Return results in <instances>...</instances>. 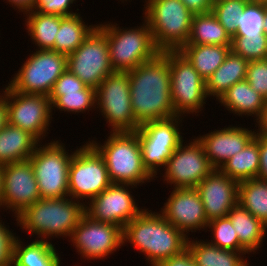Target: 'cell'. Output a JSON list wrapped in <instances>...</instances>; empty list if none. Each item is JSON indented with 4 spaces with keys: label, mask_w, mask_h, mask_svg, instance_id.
<instances>
[{
    "label": "cell",
    "mask_w": 267,
    "mask_h": 266,
    "mask_svg": "<svg viewBox=\"0 0 267 266\" xmlns=\"http://www.w3.org/2000/svg\"><path fill=\"white\" fill-rule=\"evenodd\" d=\"M131 106L140 123L176 116L171 98L169 51L128 71Z\"/></svg>",
    "instance_id": "cell-1"
},
{
    "label": "cell",
    "mask_w": 267,
    "mask_h": 266,
    "mask_svg": "<svg viewBox=\"0 0 267 266\" xmlns=\"http://www.w3.org/2000/svg\"><path fill=\"white\" fill-rule=\"evenodd\" d=\"M187 240V235L170 224L161 213L146 208L123 228V244L129 242L144 253L151 266L180 254L186 249Z\"/></svg>",
    "instance_id": "cell-2"
},
{
    "label": "cell",
    "mask_w": 267,
    "mask_h": 266,
    "mask_svg": "<svg viewBox=\"0 0 267 266\" xmlns=\"http://www.w3.org/2000/svg\"><path fill=\"white\" fill-rule=\"evenodd\" d=\"M84 214L85 204L71 197L40 198L17 215L16 221L22 230L47 241L49 237L70 238Z\"/></svg>",
    "instance_id": "cell-3"
},
{
    "label": "cell",
    "mask_w": 267,
    "mask_h": 266,
    "mask_svg": "<svg viewBox=\"0 0 267 266\" xmlns=\"http://www.w3.org/2000/svg\"><path fill=\"white\" fill-rule=\"evenodd\" d=\"M92 141V142H91ZM89 143L103 157L112 184L135 186L153 181L142 163L141 147L136 131L110 132L102 145L91 140Z\"/></svg>",
    "instance_id": "cell-4"
},
{
    "label": "cell",
    "mask_w": 267,
    "mask_h": 266,
    "mask_svg": "<svg viewBox=\"0 0 267 266\" xmlns=\"http://www.w3.org/2000/svg\"><path fill=\"white\" fill-rule=\"evenodd\" d=\"M144 19L160 52L179 51L191 31L192 14L181 0H145Z\"/></svg>",
    "instance_id": "cell-5"
},
{
    "label": "cell",
    "mask_w": 267,
    "mask_h": 266,
    "mask_svg": "<svg viewBox=\"0 0 267 266\" xmlns=\"http://www.w3.org/2000/svg\"><path fill=\"white\" fill-rule=\"evenodd\" d=\"M116 25L118 26L109 22L97 25L107 38L110 63L114 71H131L160 52L155 46L152 32L145 19L137 28L121 29Z\"/></svg>",
    "instance_id": "cell-6"
},
{
    "label": "cell",
    "mask_w": 267,
    "mask_h": 266,
    "mask_svg": "<svg viewBox=\"0 0 267 266\" xmlns=\"http://www.w3.org/2000/svg\"><path fill=\"white\" fill-rule=\"evenodd\" d=\"M182 120L181 116H174L147 121L140 124L136 130L143 166L153 178L156 177L159 168L167 167L172 153L185 141L179 129Z\"/></svg>",
    "instance_id": "cell-7"
},
{
    "label": "cell",
    "mask_w": 267,
    "mask_h": 266,
    "mask_svg": "<svg viewBox=\"0 0 267 266\" xmlns=\"http://www.w3.org/2000/svg\"><path fill=\"white\" fill-rule=\"evenodd\" d=\"M112 182L103 157L89 143L74 151L68 175V195L77 201L91 200L107 189Z\"/></svg>",
    "instance_id": "cell-8"
},
{
    "label": "cell",
    "mask_w": 267,
    "mask_h": 266,
    "mask_svg": "<svg viewBox=\"0 0 267 266\" xmlns=\"http://www.w3.org/2000/svg\"><path fill=\"white\" fill-rule=\"evenodd\" d=\"M41 146L29 158L41 198L69 197L68 175L74 151L66 152L64 143L58 140Z\"/></svg>",
    "instance_id": "cell-9"
},
{
    "label": "cell",
    "mask_w": 267,
    "mask_h": 266,
    "mask_svg": "<svg viewBox=\"0 0 267 266\" xmlns=\"http://www.w3.org/2000/svg\"><path fill=\"white\" fill-rule=\"evenodd\" d=\"M96 106L111 132L136 131L140 126L131 106L127 72L114 71L101 81L96 88Z\"/></svg>",
    "instance_id": "cell-10"
},
{
    "label": "cell",
    "mask_w": 267,
    "mask_h": 266,
    "mask_svg": "<svg viewBox=\"0 0 267 266\" xmlns=\"http://www.w3.org/2000/svg\"><path fill=\"white\" fill-rule=\"evenodd\" d=\"M67 69V55L54 50L31 54L8 83L16 92L49 96L54 83Z\"/></svg>",
    "instance_id": "cell-11"
},
{
    "label": "cell",
    "mask_w": 267,
    "mask_h": 266,
    "mask_svg": "<svg viewBox=\"0 0 267 266\" xmlns=\"http://www.w3.org/2000/svg\"><path fill=\"white\" fill-rule=\"evenodd\" d=\"M171 98L176 116L203 110L208 97L205 80L180 51H169ZM195 112V113H194Z\"/></svg>",
    "instance_id": "cell-12"
},
{
    "label": "cell",
    "mask_w": 267,
    "mask_h": 266,
    "mask_svg": "<svg viewBox=\"0 0 267 266\" xmlns=\"http://www.w3.org/2000/svg\"><path fill=\"white\" fill-rule=\"evenodd\" d=\"M5 90V91H4ZM8 124L34 135L40 142L46 138L52 120V105L47 95L24 94L3 89Z\"/></svg>",
    "instance_id": "cell-13"
},
{
    "label": "cell",
    "mask_w": 267,
    "mask_h": 266,
    "mask_svg": "<svg viewBox=\"0 0 267 266\" xmlns=\"http://www.w3.org/2000/svg\"><path fill=\"white\" fill-rule=\"evenodd\" d=\"M67 69L94 89L114 72L107 38L97 27L73 53L67 55Z\"/></svg>",
    "instance_id": "cell-14"
},
{
    "label": "cell",
    "mask_w": 267,
    "mask_h": 266,
    "mask_svg": "<svg viewBox=\"0 0 267 266\" xmlns=\"http://www.w3.org/2000/svg\"><path fill=\"white\" fill-rule=\"evenodd\" d=\"M78 254L87 260L105 259L123 245V229L84 214L70 237Z\"/></svg>",
    "instance_id": "cell-15"
},
{
    "label": "cell",
    "mask_w": 267,
    "mask_h": 266,
    "mask_svg": "<svg viewBox=\"0 0 267 266\" xmlns=\"http://www.w3.org/2000/svg\"><path fill=\"white\" fill-rule=\"evenodd\" d=\"M183 145L182 142L168 159L162 177L174 188H195L214 168L197 137Z\"/></svg>",
    "instance_id": "cell-16"
},
{
    "label": "cell",
    "mask_w": 267,
    "mask_h": 266,
    "mask_svg": "<svg viewBox=\"0 0 267 266\" xmlns=\"http://www.w3.org/2000/svg\"><path fill=\"white\" fill-rule=\"evenodd\" d=\"M130 186L137 187L132 184H111L95 198L87 200L85 214L95 221L112 223L123 229L144 210L135 202L129 191Z\"/></svg>",
    "instance_id": "cell-17"
},
{
    "label": "cell",
    "mask_w": 267,
    "mask_h": 266,
    "mask_svg": "<svg viewBox=\"0 0 267 266\" xmlns=\"http://www.w3.org/2000/svg\"><path fill=\"white\" fill-rule=\"evenodd\" d=\"M2 209L16 217L41 196L30 160L3 165Z\"/></svg>",
    "instance_id": "cell-18"
},
{
    "label": "cell",
    "mask_w": 267,
    "mask_h": 266,
    "mask_svg": "<svg viewBox=\"0 0 267 266\" xmlns=\"http://www.w3.org/2000/svg\"><path fill=\"white\" fill-rule=\"evenodd\" d=\"M160 213L185 235L207 229L208 220L196 188H173Z\"/></svg>",
    "instance_id": "cell-19"
},
{
    "label": "cell",
    "mask_w": 267,
    "mask_h": 266,
    "mask_svg": "<svg viewBox=\"0 0 267 266\" xmlns=\"http://www.w3.org/2000/svg\"><path fill=\"white\" fill-rule=\"evenodd\" d=\"M239 182L213 169L195 188L204 206L208 221L226 217L238 204Z\"/></svg>",
    "instance_id": "cell-20"
},
{
    "label": "cell",
    "mask_w": 267,
    "mask_h": 266,
    "mask_svg": "<svg viewBox=\"0 0 267 266\" xmlns=\"http://www.w3.org/2000/svg\"><path fill=\"white\" fill-rule=\"evenodd\" d=\"M48 97L53 110L55 107L72 114L96 110V89L86 86L68 69L56 80Z\"/></svg>",
    "instance_id": "cell-21"
},
{
    "label": "cell",
    "mask_w": 267,
    "mask_h": 266,
    "mask_svg": "<svg viewBox=\"0 0 267 266\" xmlns=\"http://www.w3.org/2000/svg\"><path fill=\"white\" fill-rule=\"evenodd\" d=\"M255 130L242 126H229L197 137L203 144L206 156L214 169L222 165L254 138Z\"/></svg>",
    "instance_id": "cell-22"
},
{
    "label": "cell",
    "mask_w": 267,
    "mask_h": 266,
    "mask_svg": "<svg viewBox=\"0 0 267 266\" xmlns=\"http://www.w3.org/2000/svg\"><path fill=\"white\" fill-rule=\"evenodd\" d=\"M39 144L30 132L7 123L0 130V165L29 160Z\"/></svg>",
    "instance_id": "cell-23"
},
{
    "label": "cell",
    "mask_w": 267,
    "mask_h": 266,
    "mask_svg": "<svg viewBox=\"0 0 267 266\" xmlns=\"http://www.w3.org/2000/svg\"><path fill=\"white\" fill-rule=\"evenodd\" d=\"M217 101L230 113L254 116L255 120L266 105L265 98L253 90L246 79L232 85Z\"/></svg>",
    "instance_id": "cell-24"
},
{
    "label": "cell",
    "mask_w": 267,
    "mask_h": 266,
    "mask_svg": "<svg viewBox=\"0 0 267 266\" xmlns=\"http://www.w3.org/2000/svg\"><path fill=\"white\" fill-rule=\"evenodd\" d=\"M249 62L232 50L227 54L224 62L206 79L208 97L218 100L232 85L246 79Z\"/></svg>",
    "instance_id": "cell-25"
},
{
    "label": "cell",
    "mask_w": 267,
    "mask_h": 266,
    "mask_svg": "<svg viewBox=\"0 0 267 266\" xmlns=\"http://www.w3.org/2000/svg\"><path fill=\"white\" fill-rule=\"evenodd\" d=\"M186 248L197 266H250L243 258L247 251L226 250L208 241H194L191 238H188Z\"/></svg>",
    "instance_id": "cell-26"
},
{
    "label": "cell",
    "mask_w": 267,
    "mask_h": 266,
    "mask_svg": "<svg viewBox=\"0 0 267 266\" xmlns=\"http://www.w3.org/2000/svg\"><path fill=\"white\" fill-rule=\"evenodd\" d=\"M227 216L238 235L240 245L248 255L252 252L256 253V250L261 248L267 226L239 204L234 206Z\"/></svg>",
    "instance_id": "cell-27"
},
{
    "label": "cell",
    "mask_w": 267,
    "mask_h": 266,
    "mask_svg": "<svg viewBox=\"0 0 267 266\" xmlns=\"http://www.w3.org/2000/svg\"><path fill=\"white\" fill-rule=\"evenodd\" d=\"M50 241L35 238L28 245L16 237L13 245V263L15 266H60L61 258Z\"/></svg>",
    "instance_id": "cell-28"
},
{
    "label": "cell",
    "mask_w": 267,
    "mask_h": 266,
    "mask_svg": "<svg viewBox=\"0 0 267 266\" xmlns=\"http://www.w3.org/2000/svg\"><path fill=\"white\" fill-rule=\"evenodd\" d=\"M231 46L186 44L179 51L206 81L224 62Z\"/></svg>",
    "instance_id": "cell-29"
},
{
    "label": "cell",
    "mask_w": 267,
    "mask_h": 266,
    "mask_svg": "<svg viewBox=\"0 0 267 266\" xmlns=\"http://www.w3.org/2000/svg\"><path fill=\"white\" fill-rule=\"evenodd\" d=\"M96 27L86 25L79 13L60 15V27L51 50L65 55L73 53Z\"/></svg>",
    "instance_id": "cell-30"
},
{
    "label": "cell",
    "mask_w": 267,
    "mask_h": 266,
    "mask_svg": "<svg viewBox=\"0 0 267 266\" xmlns=\"http://www.w3.org/2000/svg\"><path fill=\"white\" fill-rule=\"evenodd\" d=\"M259 166V135L255 133L244 149L230 157L220 170L229 178L241 182L257 178Z\"/></svg>",
    "instance_id": "cell-31"
},
{
    "label": "cell",
    "mask_w": 267,
    "mask_h": 266,
    "mask_svg": "<svg viewBox=\"0 0 267 266\" xmlns=\"http://www.w3.org/2000/svg\"><path fill=\"white\" fill-rule=\"evenodd\" d=\"M186 44L231 46L232 38L212 12L194 14Z\"/></svg>",
    "instance_id": "cell-32"
},
{
    "label": "cell",
    "mask_w": 267,
    "mask_h": 266,
    "mask_svg": "<svg viewBox=\"0 0 267 266\" xmlns=\"http://www.w3.org/2000/svg\"><path fill=\"white\" fill-rule=\"evenodd\" d=\"M25 14L26 30L33 44L38 46V50H51L60 27V15L43 14L35 9Z\"/></svg>",
    "instance_id": "cell-33"
},
{
    "label": "cell",
    "mask_w": 267,
    "mask_h": 266,
    "mask_svg": "<svg viewBox=\"0 0 267 266\" xmlns=\"http://www.w3.org/2000/svg\"><path fill=\"white\" fill-rule=\"evenodd\" d=\"M238 204L267 226V181L254 178L239 182Z\"/></svg>",
    "instance_id": "cell-34"
},
{
    "label": "cell",
    "mask_w": 267,
    "mask_h": 266,
    "mask_svg": "<svg viewBox=\"0 0 267 266\" xmlns=\"http://www.w3.org/2000/svg\"><path fill=\"white\" fill-rule=\"evenodd\" d=\"M263 27L264 3L258 0L249 1L238 19L235 36L251 39L256 35L264 34Z\"/></svg>",
    "instance_id": "cell-35"
},
{
    "label": "cell",
    "mask_w": 267,
    "mask_h": 266,
    "mask_svg": "<svg viewBox=\"0 0 267 266\" xmlns=\"http://www.w3.org/2000/svg\"><path fill=\"white\" fill-rule=\"evenodd\" d=\"M252 0H214L211 12L231 38L236 34L238 19L246 4Z\"/></svg>",
    "instance_id": "cell-36"
},
{
    "label": "cell",
    "mask_w": 267,
    "mask_h": 266,
    "mask_svg": "<svg viewBox=\"0 0 267 266\" xmlns=\"http://www.w3.org/2000/svg\"><path fill=\"white\" fill-rule=\"evenodd\" d=\"M207 228H211L208 231L212 232L214 240L209 241L210 244L226 250L246 251L240 245L238 235L228 216L209 221Z\"/></svg>",
    "instance_id": "cell-37"
},
{
    "label": "cell",
    "mask_w": 267,
    "mask_h": 266,
    "mask_svg": "<svg viewBox=\"0 0 267 266\" xmlns=\"http://www.w3.org/2000/svg\"><path fill=\"white\" fill-rule=\"evenodd\" d=\"M231 50L248 62L267 59V36L260 34L251 39L234 36L232 38Z\"/></svg>",
    "instance_id": "cell-38"
},
{
    "label": "cell",
    "mask_w": 267,
    "mask_h": 266,
    "mask_svg": "<svg viewBox=\"0 0 267 266\" xmlns=\"http://www.w3.org/2000/svg\"><path fill=\"white\" fill-rule=\"evenodd\" d=\"M246 81L267 101V59L249 61Z\"/></svg>",
    "instance_id": "cell-39"
},
{
    "label": "cell",
    "mask_w": 267,
    "mask_h": 266,
    "mask_svg": "<svg viewBox=\"0 0 267 266\" xmlns=\"http://www.w3.org/2000/svg\"><path fill=\"white\" fill-rule=\"evenodd\" d=\"M75 1L76 0H37L34 9L43 14L68 16L77 13L70 10L71 4L75 3Z\"/></svg>",
    "instance_id": "cell-40"
},
{
    "label": "cell",
    "mask_w": 267,
    "mask_h": 266,
    "mask_svg": "<svg viewBox=\"0 0 267 266\" xmlns=\"http://www.w3.org/2000/svg\"><path fill=\"white\" fill-rule=\"evenodd\" d=\"M0 220V266L13 261V245L17 236Z\"/></svg>",
    "instance_id": "cell-41"
},
{
    "label": "cell",
    "mask_w": 267,
    "mask_h": 266,
    "mask_svg": "<svg viewBox=\"0 0 267 266\" xmlns=\"http://www.w3.org/2000/svg\"><path fill=\"white\" fill-rule=\"evenodd\" d=\"M157 266H197L186 248L180 254L162 260Z\"/></svg>",
    "instance_id": "cell-42"
},
{
    "label": "cell",
    "mask_w": 267,
    "mask_h": 266,
    "mask_svg": "<svg viewBox=\"0 0 267 266\" xmlns=\"http://www.w3.org/2000/svg\"><path fill=\"white\" fill-rule=\"evenodd\" d=\"M259 161L260 166L257 178L267 181V138L259 136Z\"/></svg>",
    "instance_id": "cell-43"
},
{
    "label": "cell",
    "mask_w": 267,
    "mask_h": 266,
    "mask_svg": "<svg viewBox=\"0 0 267 266\" xmlns=\"http://www.w3.org/2000/svg\"><path fill=\"white\" fill-rule=\"evenodd\" d=\"M192 14L210 13L214 0H181Z\"/></svg>",
    "instance_id": "cell-44"
},
{
    "label": "cell",
    "mask_w": 267,
    "mask_h": 266,
    "mask_svg": "<svg viewBox=\"0 0 267 266\" xmlns=\"http://www.w3.org/2000/svg\"><path fill=\"white\" fill-rule=\"evenodd\" d=\"M13 8H17L18 11L26 13L32 11L36 7L37 0H6Z\"/></svg>",
    "instance_id": "cell-45"
},
{
    "label": "cell",
    "mask_w": 267,
    "mask_h": 266,
    "mask_svg": "<svg viewBox=\"0 0 267 266\" xmlns=\"http://www.w3.org/2000/svg\"><path fill=\"white\" fill-rule=\"evenodd\" d=\"M256 122L258 124H256L258 126L256 134L259 136H263L265 138H267V101H266V105L263 108L260 117L256 120Z\"/></svg>",
    "instance_id": "cell-46"
},
{
    "label": "cell",
    "mask_w": 267,
    "mask_h": 266,
    "mask_svg": "<svg viewBox=\"0 0 267 266\" xmlns=\"http://www.w3.org/2000/svg\"><path fill=\"white\" fill-rule=\"evenodd\" d=\"M8 123L5 94L0 95V130Z\"/></svg>",
    "instance_id": "cell-47"
},
{
    "label": "cell",
    "mask_w": 267,
    "mask_h": 266,
    "mask_svg": "<svg viewBox=\"0 0 267 266\" xmlns=\"http://www.w3.org/2000/svg\"><path fill=\"white\" fill-rule=\"evenodd\" d=\"M2 183H3V166L0 165V207H2V193H3V184Z\"/></svg>",
    "instance_id": "cell-48"
},
{
    "label": "cell",
    "mask_w": 267,
    "mask_h": 266,
    "mask_svg": "<svg viewBox=\"0 0 267 266\" xmlns=\"http://www.w3.org/2000/svg\"><path fill=\"white\" fill-rule=\"evenodd\" d=\"M263 32L267 36V5L264 4V27Z\"/></svg>",
    "instance_id": "cell-49"
},
{
    "label": "cell",
    "mask_w": 267,
    "mask_h": 266,
    "mask_svg": "<svg viewBox=\"0 0 267 266\" xmlns=\"http://www.w3.org/2000/svg\"><path fill=\"white\" fill-rule=\"evenodd\" d=\"M5 266H15V265H14L13 262H11V263H9V264H7V265H5Z\"/></svg>",
    "instance_id": "cell-50"
},
{
    "label": "cell",
    "mask_w": 267,
    "mask_h": 266,
    "mask_svg": "<svg viewBox=\"0 0 267 266\" xmlns=\"http://www.w3.org/2000/svg\"><path fill=\"white\" fill-rule=\"evenodd\" d=\"M258 1H261V2H263L264 4L267 5V0H258Z\"/></svg>",
    "instance_id": "cell-51"
}]
</instances>
